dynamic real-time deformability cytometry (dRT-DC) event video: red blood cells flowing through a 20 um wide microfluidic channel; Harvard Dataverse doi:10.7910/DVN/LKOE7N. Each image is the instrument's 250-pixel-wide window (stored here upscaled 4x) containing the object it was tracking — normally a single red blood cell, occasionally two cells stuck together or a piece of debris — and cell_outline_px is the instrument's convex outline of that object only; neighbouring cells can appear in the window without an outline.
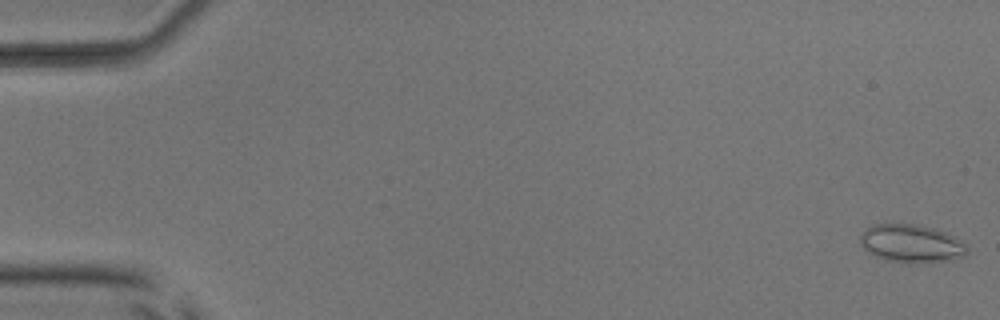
{"species": "common noctule bat (a hibernating species)", "species_latin": "Nyctalus noctula", "temperature_condition": "room temperature", "stored_images_in_passage": 54, "camera_frame_rate_fps": 3000, "um_per_image_px": 0.085, "animal": {"sex": "male", "body_mass_g": 17.9, "forearm_length_mm": 54.2}, "frame": {"image": 1, "passage_image": 1, "time_ms": 0.0, "image_size_px": [1000, 320], "cell_outline_px": [[968, 252], [964, 256], [948, 260], [916, 264], [888, 260], [876, 256], [868, 252], [860, 244], [860, 232], [864, 228], [872, 224], [920, 224], [936, 228], [960, 240], [968, 248]], "centroid_in_image_um": [77.44, 20.69], "position_along_channel_um": 7.6, "area_um2": 23.93}}
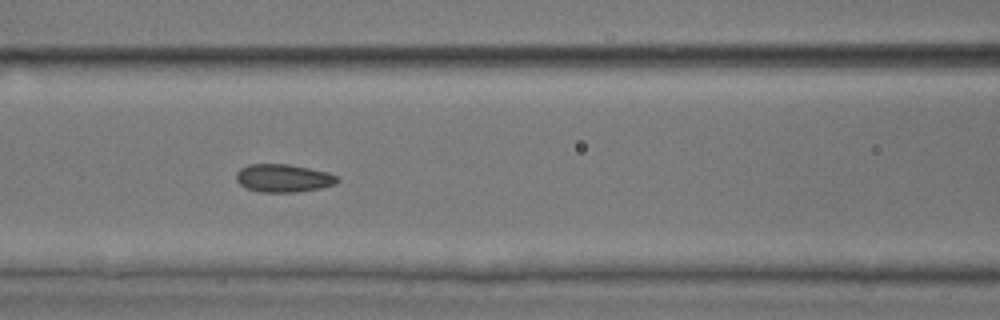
{"frame": {"image": 2, "passage_image": 24, "time_ms": 7.667, "image_size_px": [1000, 320], "cell_outline_px": [[340, 180], [332, 184], [320, 188], [296, 192], [260, 192], [248, 188], [240, 184], [236, 180], [236, 172], [240, 168], [248, 164], [288, 164], [328, 172], [340, 176]], "centroid_in_image_um": [24.08, 15.13], "position_along_channel_um": 142.5, "area_um2": 16.47}}
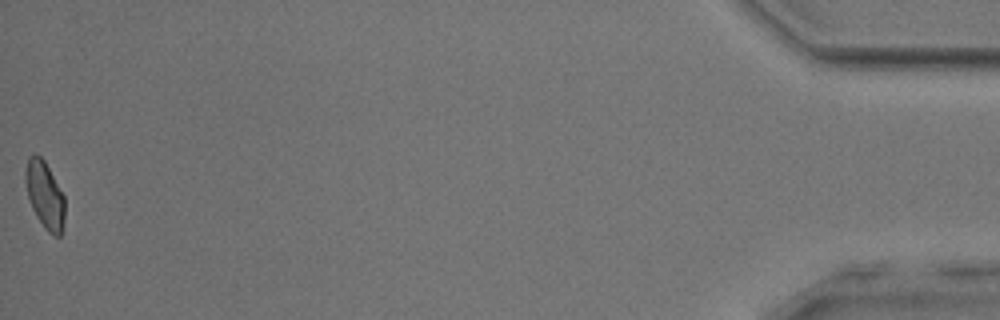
{"frame": {"image": 3, "passage_image": 54, "time_ms": 17.667, "image_size_px": [1000, 320], "cell_outline_px": [[64, 220], [60, 236], [56, 236], [48, 232], [44, 228], [36, 216], [32, 208], [28, 196], [24, 180], [24, 172], [28, 156], [32, 152], [36, 152], [44, 160], [64, 196]], "centroid_in_image_um": [3.77, 16.53], "position_along_channel_um": 431.4, "area_um2": 15.49}, "authors_computed_cell_mechanics": {"area_um2": 16.3863, "velocity_mm_per_s": 3.8534, "shape_relaxation_time_tau1_ms": null, "shape_relaxation_time_tau2_ms": 1.2983, "deformation_change_tau1": null, "deformation_change_tau2": 0.0593}}